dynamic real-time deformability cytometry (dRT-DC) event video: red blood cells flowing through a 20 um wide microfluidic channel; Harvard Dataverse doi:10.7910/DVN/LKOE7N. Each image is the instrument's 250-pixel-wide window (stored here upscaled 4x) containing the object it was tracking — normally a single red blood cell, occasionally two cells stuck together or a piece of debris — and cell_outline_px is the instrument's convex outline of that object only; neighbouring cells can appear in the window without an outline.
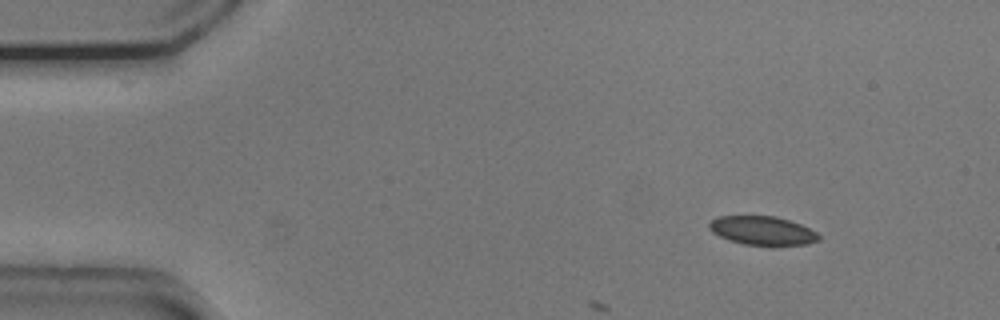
{"species": "common noctule bat (a hibernating species)", "species_latin": "Nyctalus noctula", "temperature_condition": "cold", "stored_images_in_passage": 7, "camera_frame_rate_fps": 3000, "um_per_image_px": 0.085, "animal": {"sex": "male", "body_mass_g": 20.5, "forearm_length_mm": 52.5}, "frame": {"image": 1, "passage_image": 1, "time_ms": 0.0, "image_size_px": [1000, 320], "cell_outline_px": [[820, 240], [804, 244], [772, 248], [768, 248], [744, 244], [728, 240], [712, 232], [708, 228], [708, 224], [712, 220], [720, 216], [776, 216], [800, 224], [816, 232], [820, 236]], "centroid_in_image_um": [64.82, 19.65], "position_along_channel_um": 20.2, "area_um2": 18.9}}